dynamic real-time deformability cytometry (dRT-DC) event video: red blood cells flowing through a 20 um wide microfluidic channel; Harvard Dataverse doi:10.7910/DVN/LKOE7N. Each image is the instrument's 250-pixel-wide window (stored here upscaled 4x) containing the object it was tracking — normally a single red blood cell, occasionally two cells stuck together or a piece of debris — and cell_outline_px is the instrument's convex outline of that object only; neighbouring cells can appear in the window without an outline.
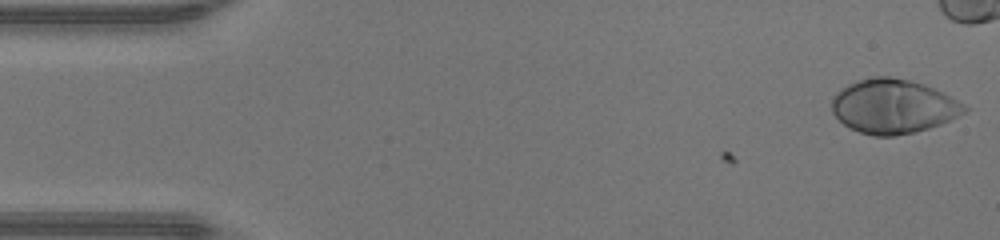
{"species": "human", "species_latin": "Homo sapiens", "temperature_condition": "warm", "stored_images_in_passage": 38, "camera_frame_rate_fps": 3000, "um_per_image_px": 0.085, "donor": {"sex": "male"}, "frame": {"image": 1, "passage_image": 1, "time_ms": 0.0, "image_size_px": [1000, 240], "cell_outline_px": [[972, 108], [940, 124], [916, 132], [896, 136], [872, 136], [860, 132], [844, 124], [832, 112], [832, 96], [836, 92], [848, 84], [872, 76], [888, 76], [912, 80], [924, 84], [944, 92]], "centroid_in_image_um": [75.94, 9.03], "position_along_channel_um": 9.1, "area_um2": 42.02}}
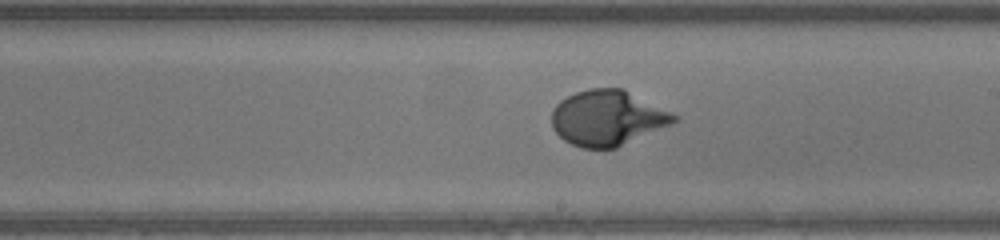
{"frame": {"image": 2, "passage_image": 26, "time_ms": 8.333, "image_size_px": [1000, 240], "cell_outline_px": [[680, 120], [616, 148], [580, 148], [564, 140], [552, 128], [552, 108], [560, 100], [576, 92], [588, 88], [624, 88], [680, 116]], "centroid_in_image_um": [51.65, 10.01], "position_along_channel_um": 237.4, "area_um2": 39.65}}
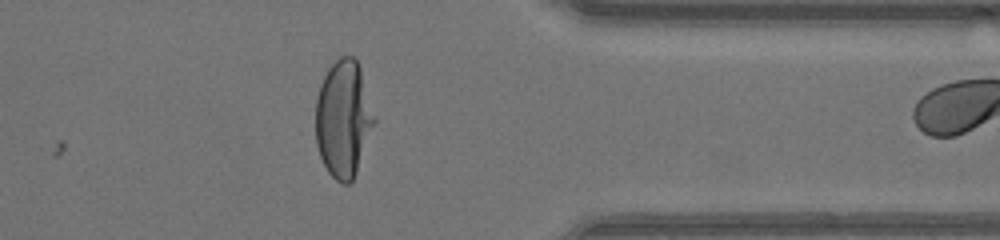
{"frame": {"image": 3, "passage_image": 37, "time_ms": 12.0, "image_size_px": [1000, 240], "cell_outline_px": [[376, 120], [356, 172], [352, 180], [348, 184], [344, 184], [336, 180], [328, 172], [320, 156], [316, 144], [316, 100], [320, 84], [328, 68], [340, 56], [352, 56], [356, 60], [360, 68], [376, 116]], "centroid_in_image_um": [29.19, 10.09], "position_along_channel_um": 382.2, "area_um2": 39.82}}